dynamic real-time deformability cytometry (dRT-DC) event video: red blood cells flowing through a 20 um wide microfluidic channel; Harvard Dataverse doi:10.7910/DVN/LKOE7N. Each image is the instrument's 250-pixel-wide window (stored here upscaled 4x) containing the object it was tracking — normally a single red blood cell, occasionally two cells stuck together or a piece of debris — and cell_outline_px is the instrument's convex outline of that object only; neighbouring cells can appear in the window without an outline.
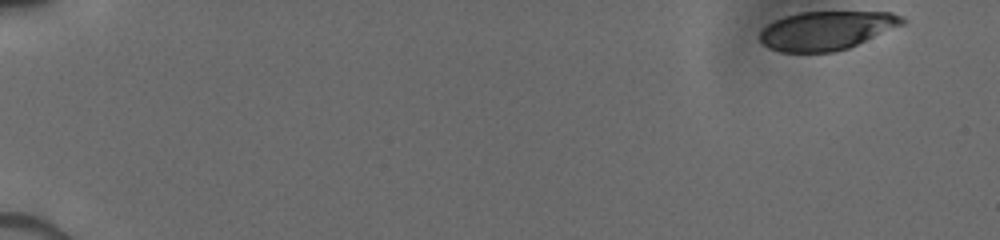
{"species": "human", "species_latin": "Homo sapiens", "temperature_condition": "cold", "stored_images_in_passage": 17, "camera_frame_rate_fps": 3000, "um_per_image_px": 0.085, "donor": {"sex": "male"}, "frame": {"image": 1, "passage_image": 1, "time_ms": 0.0, "image_size_px": [1000, 240], "cell_outline_px": [[908, 20], [904, 24], [848, 48], [836, 52], [780, 52], [768, 48], [760, 40], [760, 32], [768, 24], [784, 16], [800, 12], [892, 12], [904, 16]], "centroid_in_image_um": [70.28, 2.59], "position_along_channel_um": 14.7, "area_um2": 32.19}}
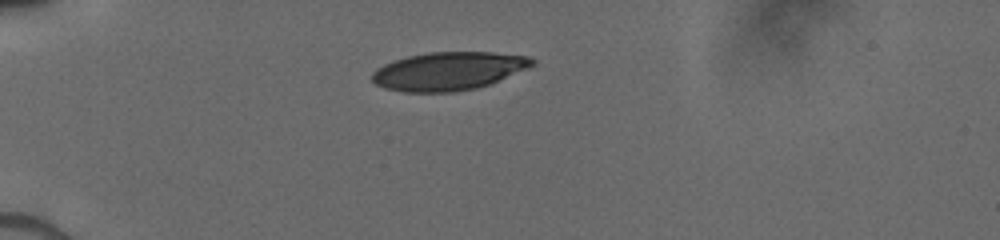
{"frame": {"image": 2, "passage_image": 10, "time_ms": 4.0, "image_size_px": [1000, 240], "cell_outline_px": [[536, 64], [532, 68], [488, 84], [476, 88], [452, 92], [404, 92], [384, 88], [376, 84], [372, 80], [372, 72], [376, 68], [384, 64], [408, 56], [428, 52], [492, 52], [528, 56], [536, 60]], "centroid_in_image_um": [38.17, 6.04], "position_along_channel_um": 46.8, "area_um2": 35.89}}
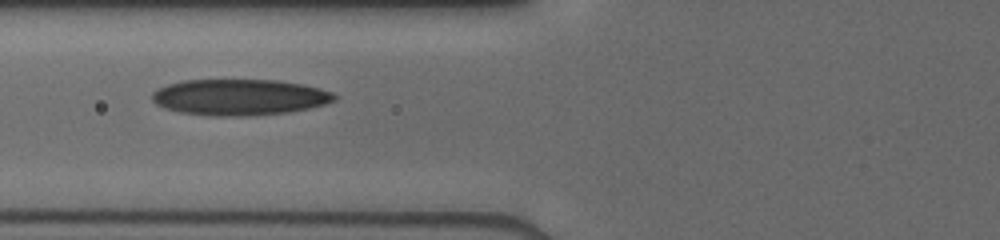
{"frame": {"image": 3, "passage_image": 15, "time_ms": 6.333, "image_size_px": [1000, 240], "cell_outline_px": [[340, 96], [336, 100], [324, 104], [308, 108], [288, 112], [248, 116], [212, 116], [180, 112], [164, 108], [156, 104], [152, 100], [152, 92], [156, 88], [168, 84], [184, 80], [280, 80], [304, 84], [320, 88], [332, 92]], "centroid_in_image_um": [20.36, 8.26], "position_along_channel_um": 105.4, "area_um2": 38.67}}